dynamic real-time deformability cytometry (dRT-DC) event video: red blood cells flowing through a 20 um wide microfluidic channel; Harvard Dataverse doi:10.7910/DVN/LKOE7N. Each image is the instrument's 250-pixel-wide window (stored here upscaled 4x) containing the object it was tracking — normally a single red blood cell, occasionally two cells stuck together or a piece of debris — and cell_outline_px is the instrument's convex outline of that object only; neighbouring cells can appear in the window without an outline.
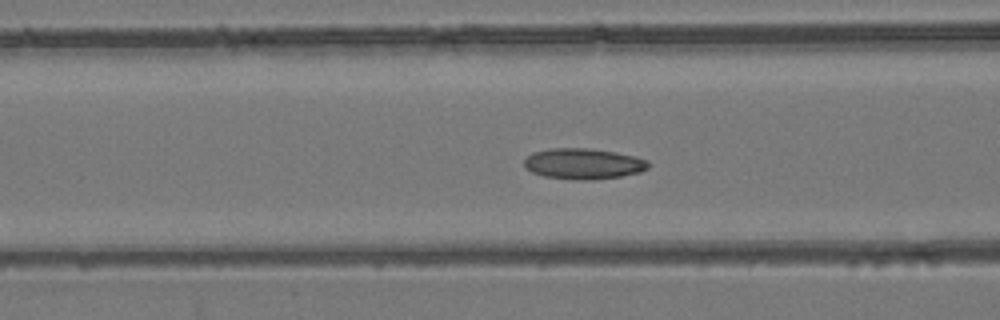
{"species": "common noctule bat (a hibernating species)", "species_latin": "Nyctalus noctula", "temperature_condition": "room temperature", "stored_images_in_passage": 55, "camera_frame_rate_fps": 3000, "um_per_image_px": 0.085, "animal": {"sex": "female", "body_mass_g": 24.6, "forearm_length_mm": 56.2}, "frame": {"image": 1, "passage_image": 23, "time_ms": 7.333, "image_size_px": [1000, 320], "cell_outline_px": [[652, 164], [648, 168], [640, 172], [620, 176], [596, 180], [576, 180], [544, 176], [532, 172], [524, 168], [524, 160], [532, 152], [552, 148], [592, 148], [616, 152], [636, 156], [648, 160]], "centroid_in_image_um": [49.61, 13.91], "position_along_channel_um": 117.0, "area_um2": 22.6}}
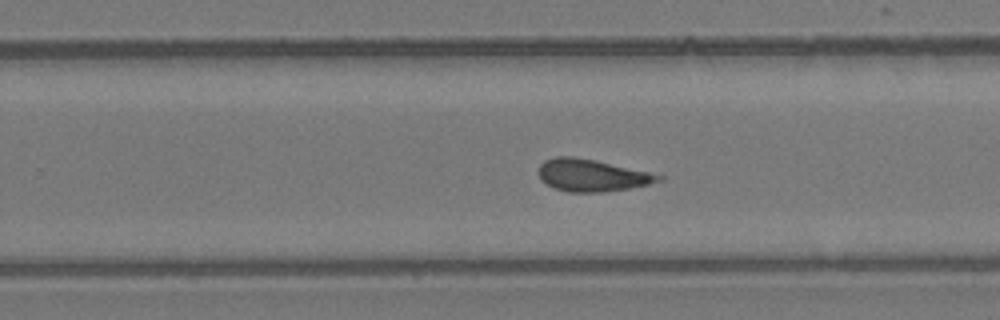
{"frame": {"image": 2, "passage_image": 36, "time_ms": 11.667, "image_size_px": [1000, 320], "cell_outline_px": [[664, 180], [648, 184], [628, 188], [604, 192], [568, 192], [556, 188], [540, 180], [540, 164], [544, 160], [556, 156], [572, 156], [592, 160], [648, 172], [664, 176]], "centroid_in_image_um": [50.29, 14.91], "position_along_channel_um": 279.5, "area_um2": 22.02}}
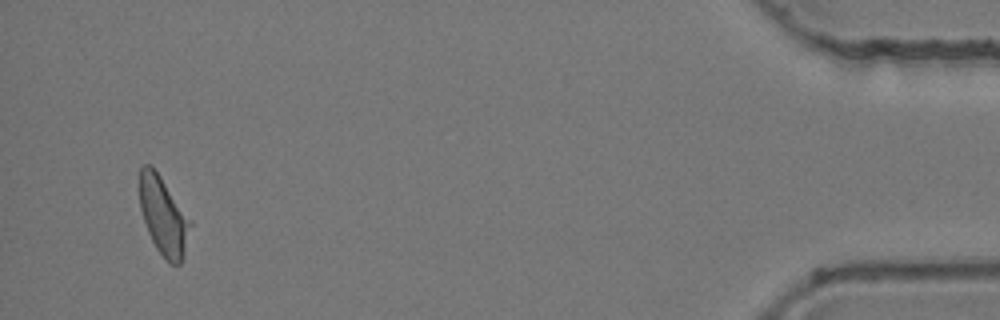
{"frame": {"image": 3, "passage_image": 54, "time_ms": 17.667, "image_size_px": [1000, 320], "cell_outline_px": [[192, 224], [184, 256], [180, 264], [168, 264], [156, 248], [148, 232], [140, 208], [140, 168], [144, 164], [152, 164], [192, 220]], "centroid_in_image_um": [13.91, 18.36], "position_along_channel_um": 421.3, "area_um2": 23.29}}